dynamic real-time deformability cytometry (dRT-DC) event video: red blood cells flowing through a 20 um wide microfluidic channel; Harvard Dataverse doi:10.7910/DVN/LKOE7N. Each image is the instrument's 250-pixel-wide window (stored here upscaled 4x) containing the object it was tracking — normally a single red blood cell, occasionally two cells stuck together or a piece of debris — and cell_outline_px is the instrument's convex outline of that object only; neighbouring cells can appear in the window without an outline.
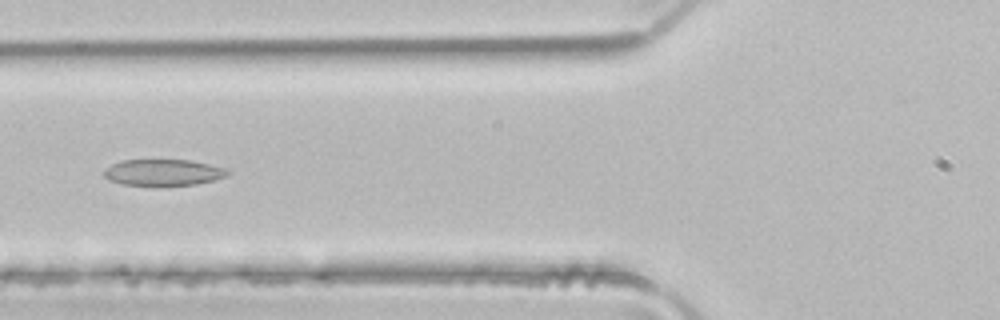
{"species": "common noctule bat (a hibernating species)", "species_latin": "Nyctalus noctula", "temperature_condition": "room temperature", "stored_images_in_passage": 4, "segment_of_instrument_passage": [2, 2], "camera_frame_rate_fps": 3000, "um_per_image_px": 0.085, "animal": {"sex": "male", "body_mass_g": 21.5, "forearm_length_mm": 52.0}, "frame": {"image": 1, "passage_image": 4, "time_ms": 1.0, "image_size_px": [1000, 320], "cell_outline_px": [[232, 172], [224, 176], [212, 180], [196, 184], [124, 184], [112, 180], [104, 176], [104, 172], [112, 164], [124, 160], [192, 160], [224, 168]], "centroid_in_image_um": [13.91, 14.63], "position_along_channel_um": 111.9, "area_um2": 18.21}}